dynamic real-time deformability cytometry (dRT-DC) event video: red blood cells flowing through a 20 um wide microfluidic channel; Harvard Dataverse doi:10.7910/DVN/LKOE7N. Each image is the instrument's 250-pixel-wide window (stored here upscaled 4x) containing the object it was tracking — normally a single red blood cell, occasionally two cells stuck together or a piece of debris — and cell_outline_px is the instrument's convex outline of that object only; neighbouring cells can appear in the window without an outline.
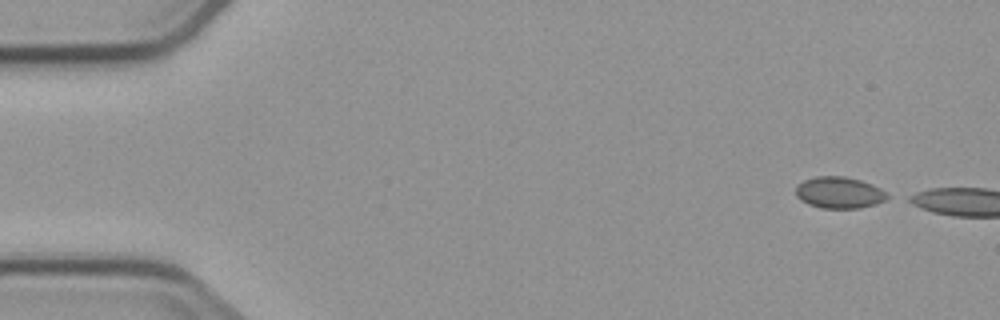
{"species": "common noctule bat (a hibernating species)", "species_latin": "Nyctalus noctula", "temperature_condition": "cold", "stored_images_in_passage": 5, "camera_frame_rate_fps": 3000, "um_per_image_px": 0.085, "animal": {"sex": "male", "body_mass_g": 23.1, "forearm_length_mm": 52.7}, "frame": {"image": 1, "passage_image": 1, "time_ms": 0.0, "image_size_px": [1000, 320], "cell_outline_px": [[892, 196], [876, 204], [860, 208], [820, 208], [808, 204], [800, 200], [796, 196], [796, 188], [804, 180], [816, 176], [844, 176], [860, 180], [872, 184], [880, 188]], "centroid_in_image_um": [71.35, 16.37], "position_along_channel_um": 13.6, "area_um2": 16.88}}